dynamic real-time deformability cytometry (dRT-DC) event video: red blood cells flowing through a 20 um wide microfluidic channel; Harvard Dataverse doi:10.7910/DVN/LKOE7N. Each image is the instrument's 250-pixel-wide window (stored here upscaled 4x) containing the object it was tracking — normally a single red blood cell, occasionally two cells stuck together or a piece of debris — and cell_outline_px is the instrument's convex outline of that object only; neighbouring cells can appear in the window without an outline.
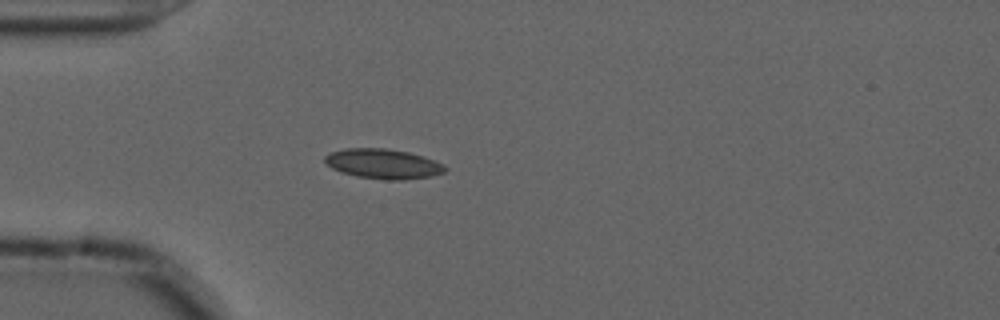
{"species": "common noctule bat (a hibernating species)", "species_latin": "Nyctalus noctula", "temperature_condition": "cold", "stored_images_in_passage": 41, "camera_frame_rate_fps": 3000, "um_per_image_px": 0.085, "animal": {"sex": "male", "forearm_length_mm": 52.5}, "frame": {"image": 1, "passage_image": 1, "time_ms": 0.0, "image_size_px": [1000, 320], "cell_outline_px": [[448, 168], [444, 172], [432, 176], [404, 180], [388, 180], [356, 176], [340, 172], [332, 168], [324, 160], [324, 156], [332, 152], [344, 148], [384, 148], [408, 152], [424, 156], [444, 164]], "centroid_in_image_um": [32.59, 13.93], "position_along_channel_um": 52.4, "area_um2": 20.98}}
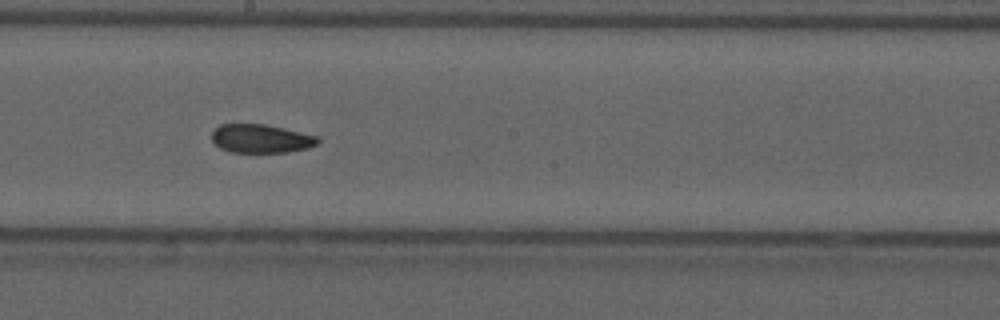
{"frame": {"image": 2, "passage_image": 16, "time_ms": 5.0, "image_size_px": [1000, 320], "cell_outline_px": [[320, 140], [316, 144], [308, 148], [288, 152], [228, 152], [220, 148], [212, 140], [212, 132], [220, 124], [264, 124], [320, 136]], "centroid_in_image_um": [22.19, 11.78], "position_along_channel_um": 226.0, "area_um2": 17.69}}
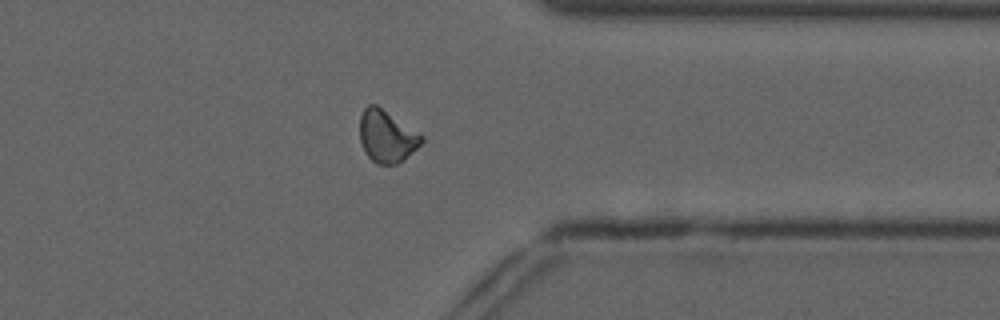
{"frame": {"image": 3, "passage_image": 29, "time_ms": 9.333, "image_size_px": [1000, 320], "cell_outline_px": [[424, 140], [404, 160], [396, 164], [376, 164], [364, 152], [360, 140], [360, 116], [364, 108], [368, 104], [376, 104], [424, 136]], "centroid_in_image_um": [32.86, 11.59], "position_along_channel_um": 378.5, "area_um2": 18.73}, "authors_computed_cell_mechanics": {"area_um2": 18.7272, "velocity_mm_per_s": 3.6694, "shape_relaxation_time_tau1_ms": 8.1982, "shape_relaxation_time_tau2_ms": 3.0733, "deformation_change_tau1": 0.1398, "deformation_change_tau2": 0.0743}}